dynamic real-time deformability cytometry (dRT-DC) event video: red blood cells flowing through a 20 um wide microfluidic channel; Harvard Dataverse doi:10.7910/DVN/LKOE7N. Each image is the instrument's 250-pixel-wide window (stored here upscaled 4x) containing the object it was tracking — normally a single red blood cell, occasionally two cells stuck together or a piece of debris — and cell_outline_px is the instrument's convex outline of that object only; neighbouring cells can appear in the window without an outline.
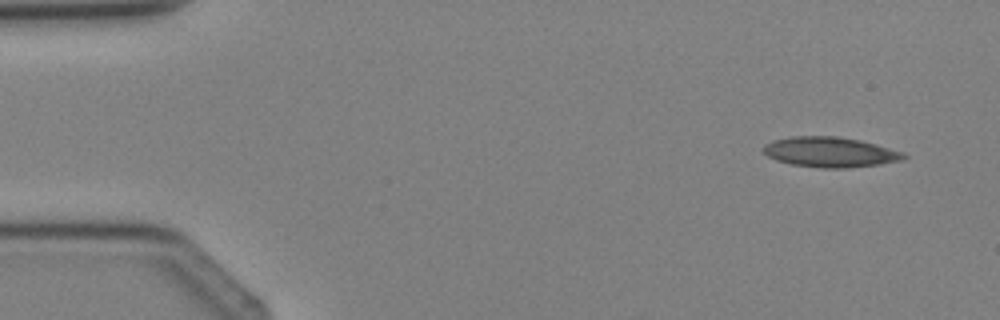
{"species": "Egyptian fruit bat (a non-hibernating species)", "species_latin": "Rousettus aegyptiacus", "temperature_condition": "cold", "stored_images_in_passage": 3, "camera_frame_rate_fps": 3000, "um_per_image_px": 0.085, "animal": {"sex": "female"}, "frame": {"image": 1, "passage_image": 1, "time_ms": 0.0, "image_size_px": [1000, 320], "cell_outline_px": [[908, 156], [904, 160], [880, 164], [848, 168], [820, 168], [792, 164], [776, 160], [768, 156], [760, 148], [764, 144], [772, 140], [792, 136], [836, 136], [860, 140], [876, 144], [904, 152]], "centroid_in_image_um": [70.56, 12.92], "position_along_channel_um": 14.4, "area_um2": 24.91}}
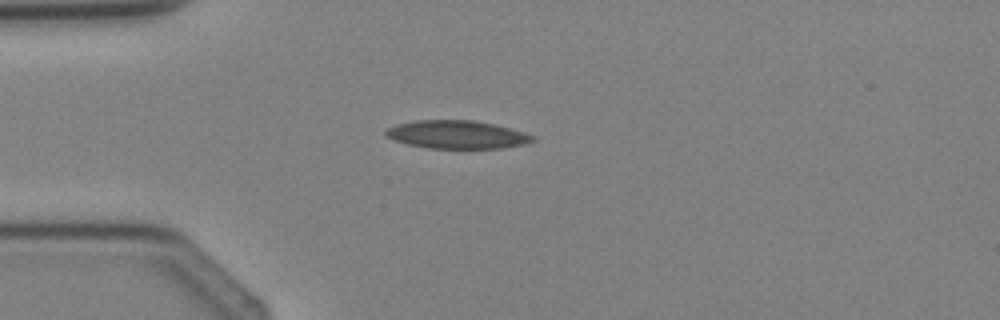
{"frame": {"image": 2, "passage_image": 3, "time_ms": 2.333, "image_size_px": [1000, 320], "cell_outline_px": [[536, 140], [528, 144], [504, 148], [428, 148], [408, 144], [396, 140], [388, 136], [384, 132], [388, 128], [396, 124], [416, 120], [472, 120], [496, 124], [524, 132], [536, 136]], "centroid_in_image_um": [38.92, 11.44], "position_along_channel_um": 46.1, "area_um2": 24.16}}